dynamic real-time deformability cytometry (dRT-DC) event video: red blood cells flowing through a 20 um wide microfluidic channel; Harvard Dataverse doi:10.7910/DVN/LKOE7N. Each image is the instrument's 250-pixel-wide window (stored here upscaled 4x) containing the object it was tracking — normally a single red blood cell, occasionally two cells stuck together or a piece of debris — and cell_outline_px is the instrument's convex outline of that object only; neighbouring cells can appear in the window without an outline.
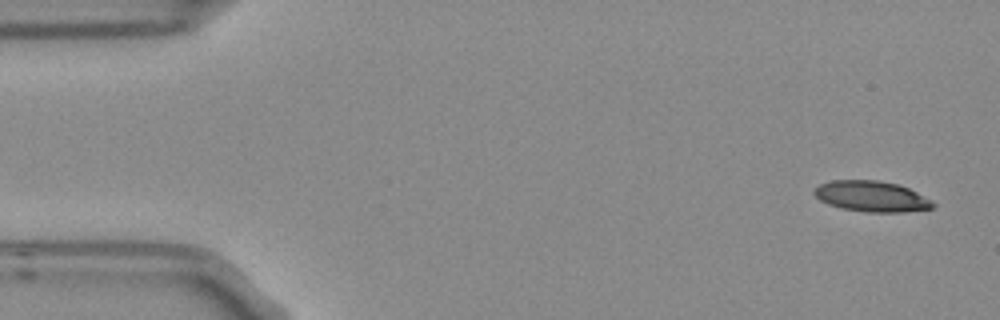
{"species": "Egyptian fruit bat (a non-hibernating species)", "species_latin": "Rousettus aegyptiacus", "temperature_condition": "room temperature", "stored_images_in_passage": 4, "camera_frame_rate_fps": 3000, "um_per_image_px": 0.085, "frame": {"image": 1, "passage_image": 1, "time_ms": 0.0, "image_size_px": [1000, 320], "cell_outline_px": [[936, 204], [932, 208], [904, 212], [868, 212], [840, 208], [828, 204], [820, 200], [812, 192], [820, 184], [832, 180], [880, 180], [896, 184], [908, 188], [932, 200]], "centroid_in_image_um": [74.08, 16.69], "position_along_channel_um": 10.9, "area_um2": 21.21}}
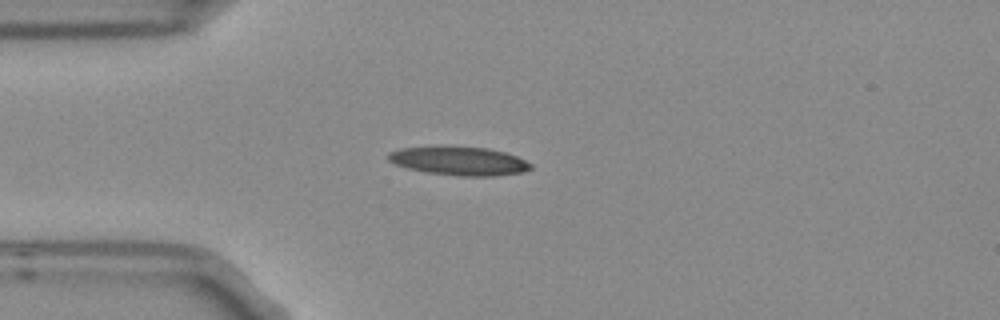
{"frame": {"image": 2, "passage_image": 4, "time_ms": 1.0, "image_size_px": [1000, 320], "cell_outline_px": [[532, 168], [524, 172], [496, 176], [456, 176], [424, 172], [408, 168], [396, 164], [388, 160], [388, 152], [404, 148], [488, 148], [504, 152], [516, 156], [532, 164]], "centroid_in_image_um": [39.07, 13.72], "position_along_channel_um": 45.9, "area_um2": 23.18}}